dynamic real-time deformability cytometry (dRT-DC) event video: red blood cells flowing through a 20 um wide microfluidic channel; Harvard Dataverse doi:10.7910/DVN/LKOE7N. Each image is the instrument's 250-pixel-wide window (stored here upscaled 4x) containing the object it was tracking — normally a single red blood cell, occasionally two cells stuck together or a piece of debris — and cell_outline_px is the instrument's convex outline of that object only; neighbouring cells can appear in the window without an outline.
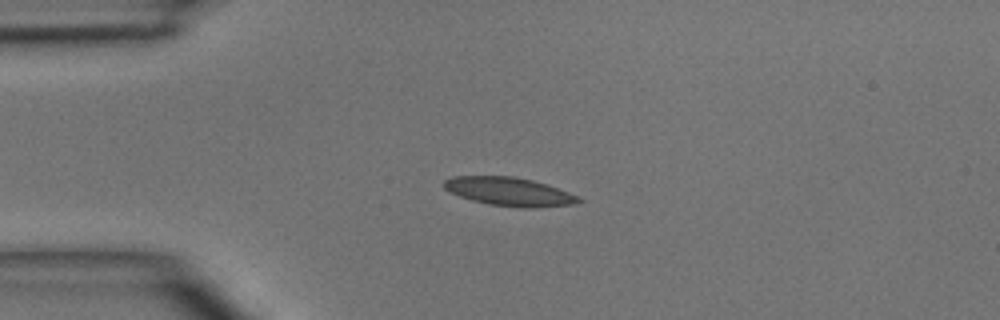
{"species": "common noctule bat (a hibernating species)", "species_latin": "Nyctalus noctula", "temperature_condition": "room temperature", "stored_images_in_passage": 4, "camera_frame_rate_fps": 3000, "um_per_image_px": 0.085, "animal": {"sex": "male", "body_mass_g": 15.6}, "frame": {"image": 1, "passage_image": 2, "time_ms": 1.0, "image_size_px": [1000, 320], "cell_outline_px": [[584, 200], [572, 204], [536, 208], [520, 208], [488, 204], [472, 200], [460, 196], [444, 188], [444, 180], [452, 176], [516, 176], [548, 184], [580, 196]], "centroid_in_image_um": [43.33, 16.29], "position_along_channel_um": 41.7, "area_um2": 22.54}}
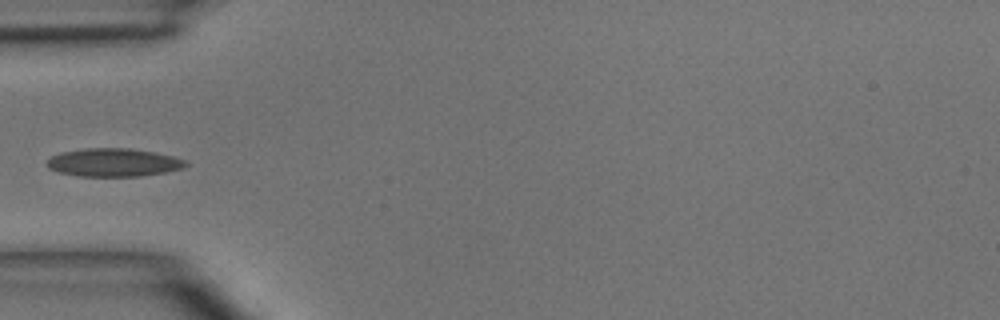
{"frame": {"image": 2, "passage_image": 3, "time_ms": 2.333, "image_size_px": [1000, 320], "cell_outline_px": [[188, 164], [184, 168], [164, 172], [140, 176], [80, 176], [56, 172], [48, 168], [44, 164], [52, 156], [60, 152], [84, 148], [132, 148], [156, 152], [172, 156], [184, 160]], "centroid_in_image_um": [9.61, 13.8], "position_along_channel_um": 75.4, "area_um2": 22.95}}
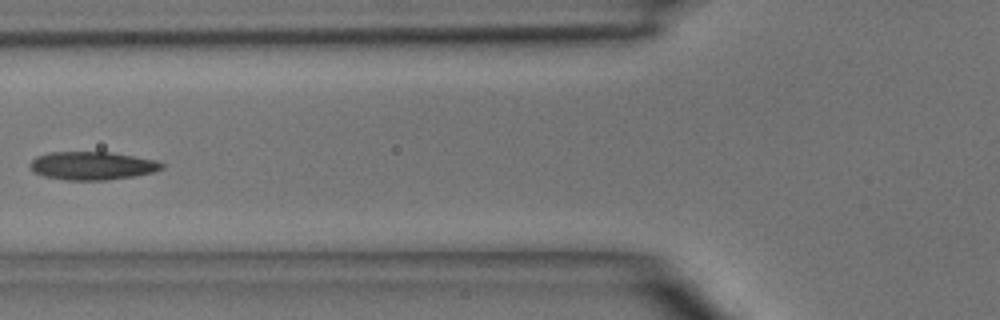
{"frame": {"image": 3, "passage_image": 4, "time_ms": 3.333, "image_size_px": [1000, 320], "cell_outline_px": [[164, 168], [152, 172], [136, 176], [108, 180], [64, 180], [44, 176], [32, 172], [28, 164], [36, 156], [48, 152], [112, 152], [156, 160], [164, 164]], "centroid_in_image_um": [7.81, 14.09], "position_along_channel_um": 118.0, "area_um2": 21.91}}